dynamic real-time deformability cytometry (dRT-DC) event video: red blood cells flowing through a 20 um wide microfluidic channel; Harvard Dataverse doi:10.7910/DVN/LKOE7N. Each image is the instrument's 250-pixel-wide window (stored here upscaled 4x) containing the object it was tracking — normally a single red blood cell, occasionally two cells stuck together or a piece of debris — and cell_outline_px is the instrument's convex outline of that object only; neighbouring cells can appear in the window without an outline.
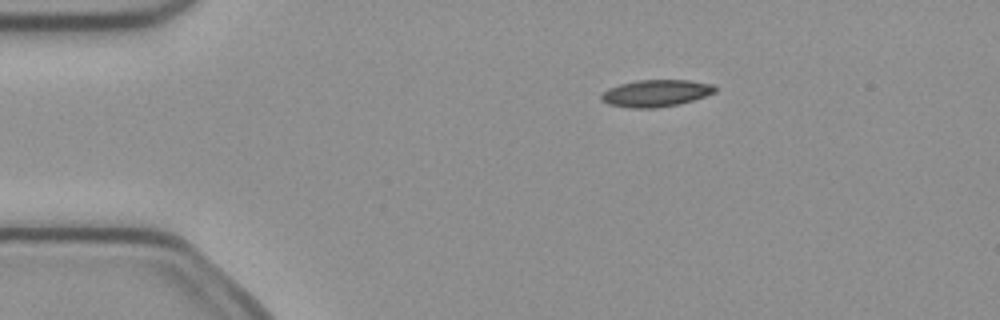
{"species": "common noctule bat (a hibernating species)", "species_latin": "Nyctalus noctula", "temperature_condition": "cold", "stored_images_in_passage": 3, "camera_frame_rate_fps": 3000, "um_per_image_px": 0.085, "animal": {"sex": "female", "body_mass_g": 21.9}, "frame": {"image": 1, "passage_image": 1, "time_ms": 0.0, "image_size_px": [1000, 320], "cell_outline_px": [[716, 92], [680, 104], [656, 108], [628, 108], [608, 104], [600, 100], [600, 92], [608, 88], [620, 84], [636, 80], [688, 80], [712, 84], [716, 88]], "centroid_in_image_um": [55.69, 7.93], "position_along_channel_um": 29.3, "area_um2": 18.03}}
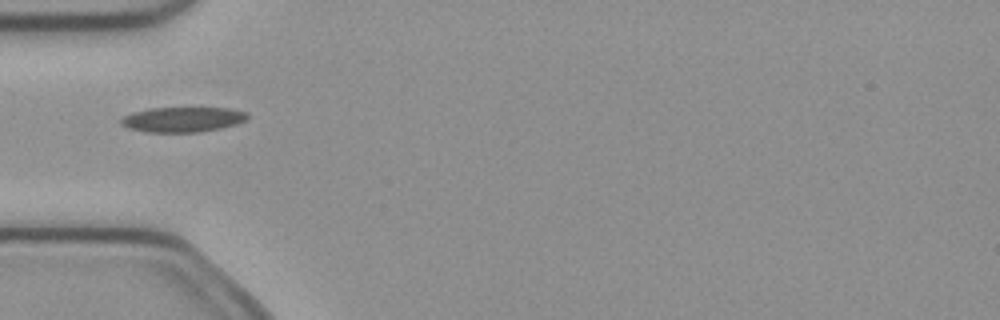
{"frame": {"image": 2, "passage_image": 3, "time_ms": 0.667, "image_size_px": [1000, 320], "cell_outline_px": [[248, 116], [244, 120], [236, 124], [220, 128], [200, 132], [144, 132], [128, 128], [120, 124], [120, 120], [124, 116], [132, 112], [148, 108], [228, 108], [248, 112]], "centroid_in_image_um": [15.49, 10.15], "position_along_channel_um": 69.5, "area_um2": 18.5}}